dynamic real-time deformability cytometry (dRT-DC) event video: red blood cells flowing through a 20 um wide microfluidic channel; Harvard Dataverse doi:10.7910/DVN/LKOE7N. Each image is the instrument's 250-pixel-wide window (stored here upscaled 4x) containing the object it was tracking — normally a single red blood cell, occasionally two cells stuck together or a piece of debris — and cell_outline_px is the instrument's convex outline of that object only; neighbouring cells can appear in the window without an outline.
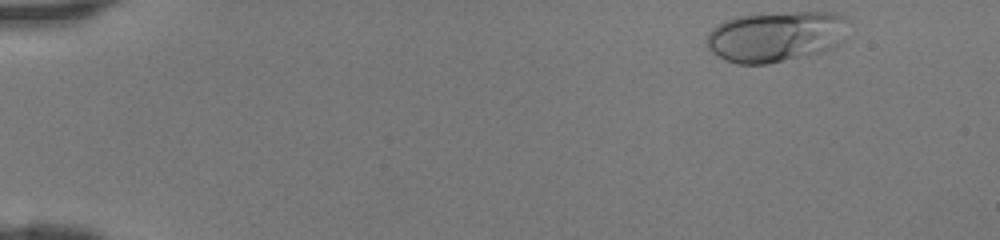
{"species": "human", "species_latin": "Homo sapiens", "temperature_condition": "room temperature", "stored_images_in_passage": 42, "camera_frame_rate_fps": 3000, "um_per_image_px": 0.085, "donor": {"sex": "female"}, "frame": {"image": 1, "passage_image": 1, "time_ms": 0.0, "image_size_px": [1000, 240], "cell_outline_px": [[848, 20], [844, 40], [840, 44], [832, 48], [820, 52], [768, 64], [736, 64], [712, 52], [708, 48], [708, 32], [712, 28], [724, 20], [740, 16], [796, 12], [836, 12], [844, 16]], "centroid_in_image_um": [65.99, 3.09], "position_along_channel_um": 19.0, "area_um2": 41.67}}
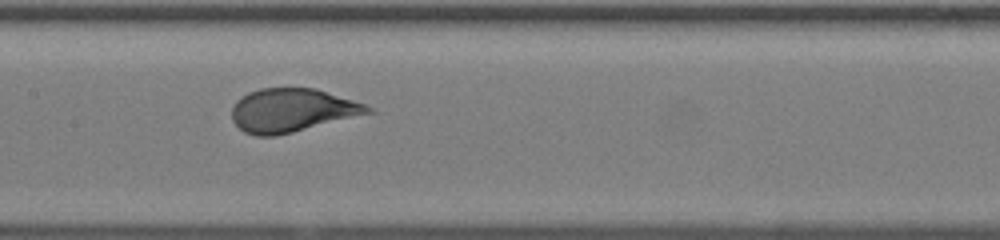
{"frame": {"image": 2, "passage_image": 20, "time_ms": 6.333, "image_size_px": [1000, 240], "cell_outline_px": [[376, 112], [276, 136], [256, 136], [244, 132], [232, 120], [232, 108], [236, 100], [248, 92], [260, 88], [316, 88], [364, 104], [372, 108]], "centroid_in_image_um": [24.81, 9.38], "position_along_channel_um": 182.6, "area_um2": 34.45}}
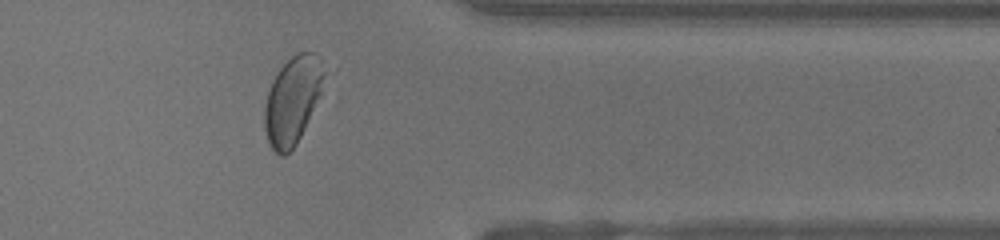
{"frame": {"image": 3, "passage_image": 34, "time_ms": 11.0, "image_size_px": [1000, 240], "cell_outline_px": [[328, 72], [320, 92], [304, 128], [296, 144], [284, 156], [280, 156], [268, 144], [264, 128], [264, 108], [268, 92], [272, 80], [276, 72], [296, 52], [312, 52], [320, 56], [328, 68]], "centroid_in_image_um": [24.88, 8.47], "position_along_channel_um": 386.5, "area_um2": 30.52}}